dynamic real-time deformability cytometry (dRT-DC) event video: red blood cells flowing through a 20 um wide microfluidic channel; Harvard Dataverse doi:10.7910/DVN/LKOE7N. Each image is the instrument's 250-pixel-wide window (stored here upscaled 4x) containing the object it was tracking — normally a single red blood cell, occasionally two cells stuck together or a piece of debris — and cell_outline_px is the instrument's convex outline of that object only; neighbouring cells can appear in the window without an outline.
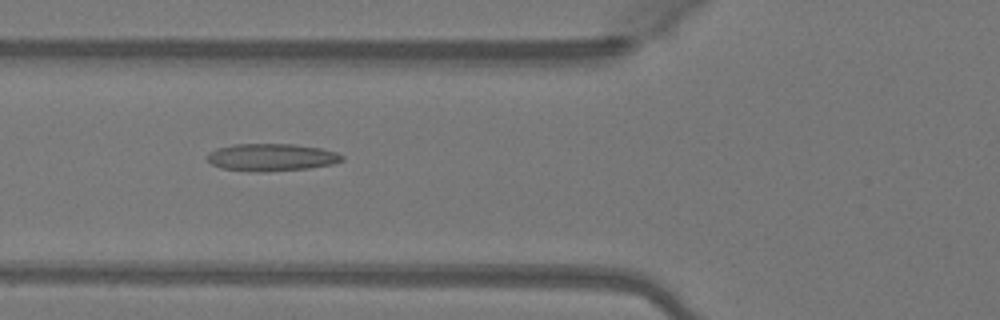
{"species": "Egyptian fruit bat (a non-hibernating species)", "species_latin": "Rousettus aegyptiacus", "temperature_condition": "warm", "stored_images_in_passage": 38, "camera_frame_rate_fps": 3000, "um_per_image_px": 0.085, "animal": {"sex": "female"}, "frame": {"image": 1, "passage_image": 7, "time_ms": 2.0, "image_size_px": [1000, 320], "cell_outline_px": [[344, 160], [332, 164], [308, 168], [260, 172], [256, 172], [220, 168], [212, 164], [208, 160], [208, 152], [216, 148], [236, 144], [292, 144], [320, 148], [336, 152], [344, 156]], "centroid_in_image_um": [23.07, 13.37], "position_along_channel_um": 102.7, "area_um2": 21.44}}
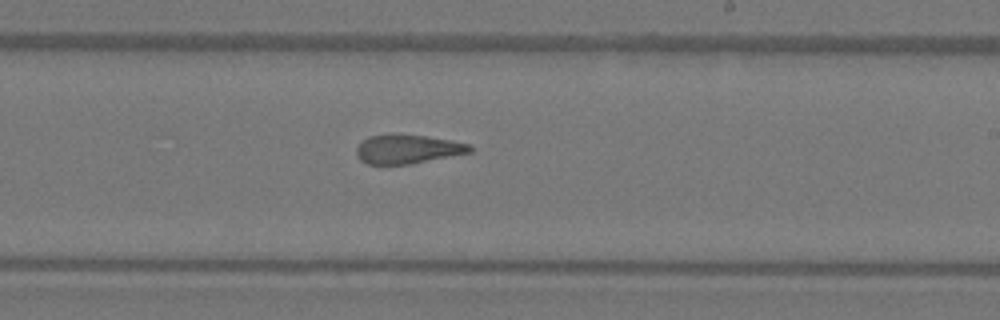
{"frame": {"image": 2, "passage_image": 18, "time_ms": 5.667, "image_size_px": [1000, 320], "cell_outline_px": [[472, 152], [412, 164], [368, 164], [360, 160], [356, 156], [356, 148], [368, 136], [424, 136], [452, 140], [472, 144]], "centroid_in_image_um": [34.7, 12.71], "position_along_channel_um": 254.3, "area_um2": 18.79}}
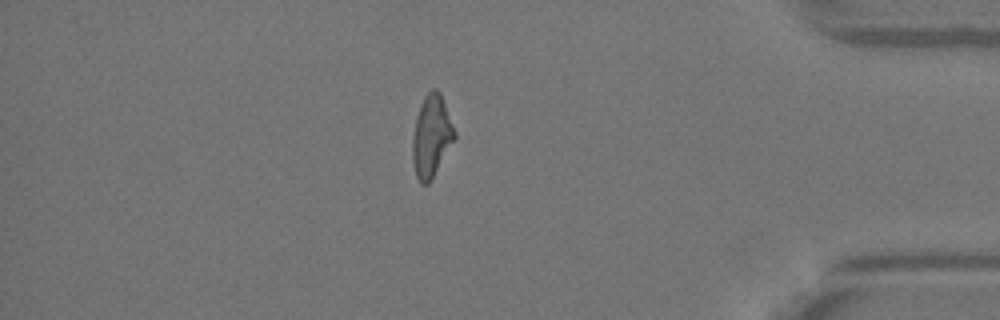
{"frame": {"image": 3, "passage_image": 31, "time_ms": 10.0, "image_size_px": [1000, 320], "cell_outline_px": [[456, 140], [432, 180], [428, 184], [420, 184], [416, 176], [412, 160], [412, 136], [416, 116], [424, 96], [432, 88], [436, 88], [440, 92], [456, 132]], "centroid_in_image_um": [36.68, 11.61], "position_along_channel_um": 398.5, "area_um2": 20.52}, "authors_computed_cell_mechanics": {"area_um2": 20.0566, "velocity_mm_per_s": 4.1366, "shape_relaxation_time_tau1_ms": null, "shape_relaxation_time_tau2_ms": 2.6871, "deformation_change_tau1": null, "deformation_change_tau2": 0.129}}